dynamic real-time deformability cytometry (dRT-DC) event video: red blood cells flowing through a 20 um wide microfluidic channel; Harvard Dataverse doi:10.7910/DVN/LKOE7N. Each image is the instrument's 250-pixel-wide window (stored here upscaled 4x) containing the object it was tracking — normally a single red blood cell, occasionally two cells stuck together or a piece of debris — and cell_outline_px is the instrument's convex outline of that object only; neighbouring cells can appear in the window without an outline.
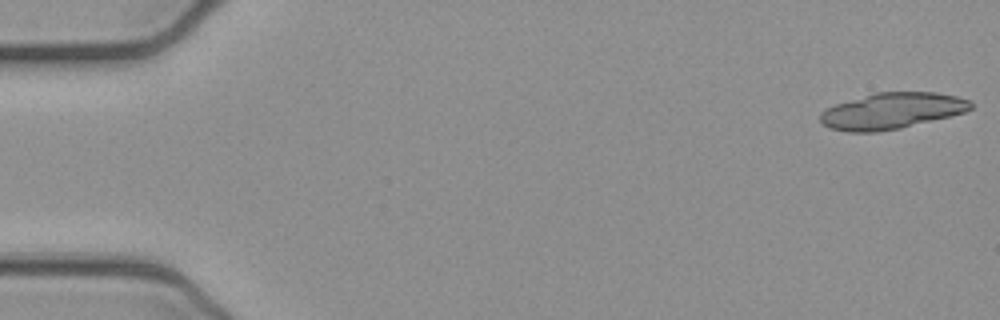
{"species": "common noctule bat (a hibernating species)", "species_latin": "Nyctalus noctula", "temperature_condition": "cold", "stored_images_in_passage": 18, "camera_frame_rate_fps": 3000, "um_per_image_px": 0.085, "animal": {"sex": "female", "body_mass_g": 21.9}, "frame": {"image": 1, "passage_image": 1, "time_ms": 0.0, "image_size_px": [1000, 320], "cell_outline_px": [[972, 108], [964, 112], [900, 128], [876, 132], [848, 132], [828, 128], [820, 120], [820, 112], [836, 104], [876, 92], [936, 92], [956, 96], [972, 100]], "centroid_in_image_um": [75.8, 9.42], "position_along_channel_um": 9.2, "area_um2": 31.44}}